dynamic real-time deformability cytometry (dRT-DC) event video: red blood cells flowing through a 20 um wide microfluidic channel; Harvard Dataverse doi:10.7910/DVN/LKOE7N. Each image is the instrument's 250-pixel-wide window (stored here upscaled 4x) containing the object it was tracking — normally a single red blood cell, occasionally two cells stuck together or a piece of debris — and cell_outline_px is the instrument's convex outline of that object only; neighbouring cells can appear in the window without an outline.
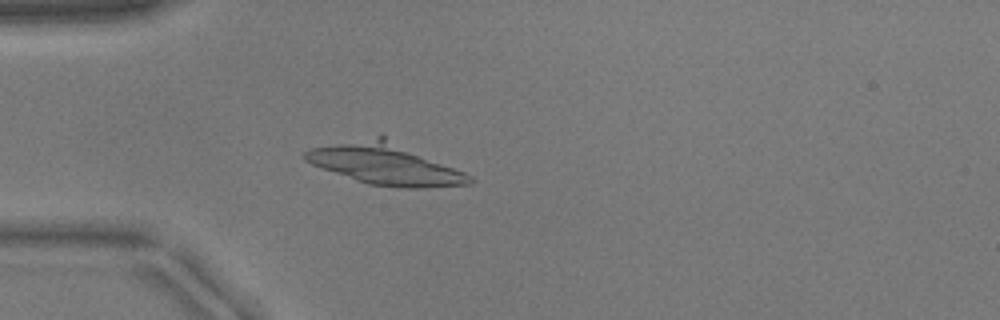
{"species": "common noctule bat (a hibernating species)", "species_latin": "Nyctalus noctula", "temperature_condition": "warm", "stored_images_in_passage": 52, "camera_frame_rate_fps": 3000, "um_per_image_px": 0.085, "animal": {"sex": "male", "body_mass_g": 17.9}, "frame": {"image": 1, "passage_image": 15, "time_ms": 4.667, "image_size_px": [1000, 320], "cell_outline_px": [[476, 180], [468, 184], [420, 188], [400, 188], [368, 184], [356, 180], [312, 164], [304, 160], [300, 156], [304, 152], [312, 148], [380, 132], [464, 172], [472, 176]], "centroid_in_image_um": [32.75, 13.89], "position_along_channel_um": 52.3, "area_um2": 40.23}}
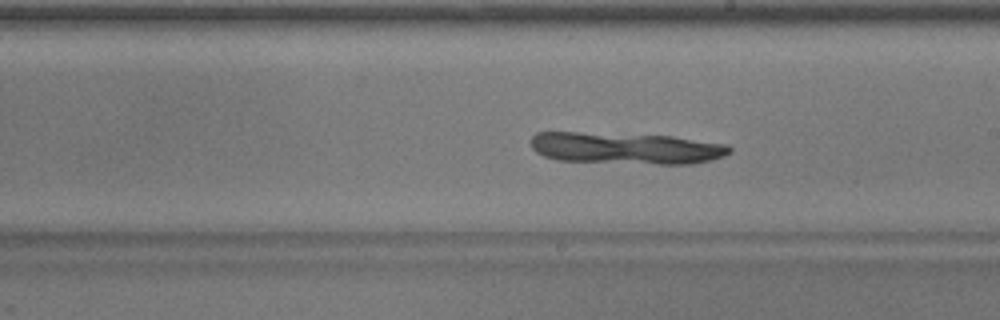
{"frame": {"image": 2, "passage_image": 30, "time_ms": 9.667, "image_size_px": [1000, 320], "cell_outline_px": [[732, 152], [724, 156], [712, 160], [696, 164], [660, 164], [560, 160], [544, 156], [536, 152], [532, 148], [532, 136], [536, 132], [580, 132], [672, 136], [728, 144], [732, 148]], "centroid_in_image_um": [53.27, 12.59], "position_along_channel_um": 235.7, "area_um2": 36.76}}
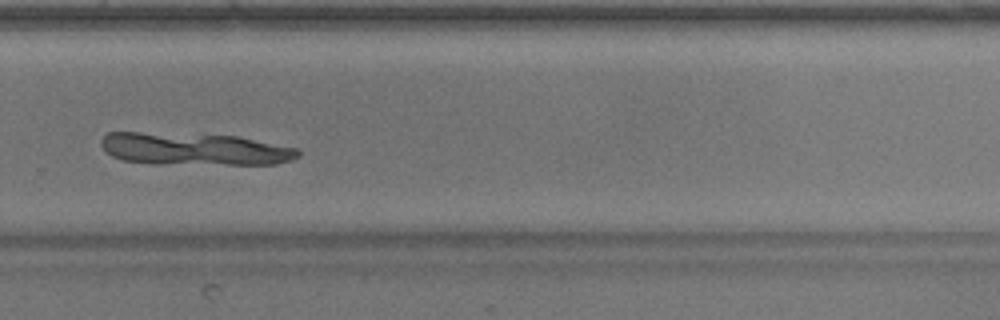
{"frame": {"image": 3, "passage_image": 36, "time_ms": 11.667, "image_size_px": [1000, 320], "cell_outline_px": [[300, 156], [292, 160], [276, 164], [152, 164], [124, 160], [112, 156], [100, 144], [100, 140], [108, 132], [140, 132], [236, 136], [296, 148], [300, 152]], "centroid_in_image_um": [16.51, 12.67], "position_along_channel_um": 313.3, "area_um2": 37.05}}